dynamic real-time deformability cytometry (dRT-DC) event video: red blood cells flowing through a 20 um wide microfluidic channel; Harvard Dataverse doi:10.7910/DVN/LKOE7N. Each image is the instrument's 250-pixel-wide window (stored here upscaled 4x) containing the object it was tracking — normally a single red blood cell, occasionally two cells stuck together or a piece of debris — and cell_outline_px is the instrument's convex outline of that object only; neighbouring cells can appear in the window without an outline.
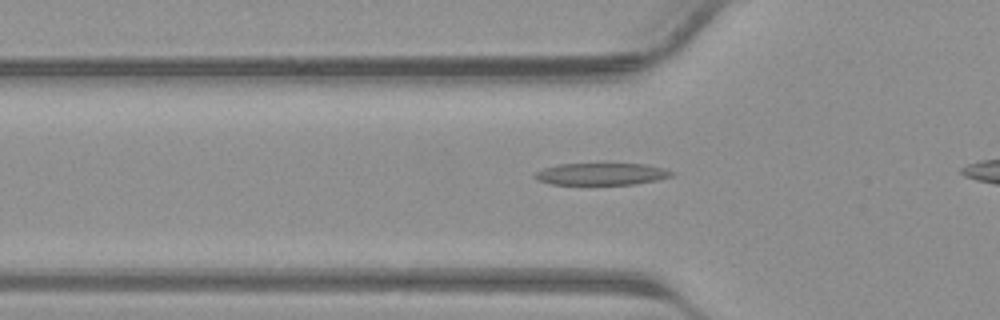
{"species": "common noctule bat (a hibernating species)", "species_latin": "Nyctalus noctula", "temperature_condition": "warm", "stored_images_in_passage": 27, "camera_frame_rate_fps": 3000, "um_per_image_px": 0.085, "animal": {"sex": "male", "body_mass_g": 23.1, "forearm_length_mm": 52.7}, "frame": {"image": 1, "passage_image": 7, "time_ms": 2.0, "image_size_px": [1000, 320], "cell_outline_px": [[676, 172], [672, 176], [656, 180], [636, 184], [552, 184], [536, 180], [532, 176], [536, 172], [544, 168], [560, 164], [644, 164], [664, 168]], "centroid_in_image_um": [51.13, 14.79], "position_along_channel_um": 74.7, "area_um2": 17.46}}
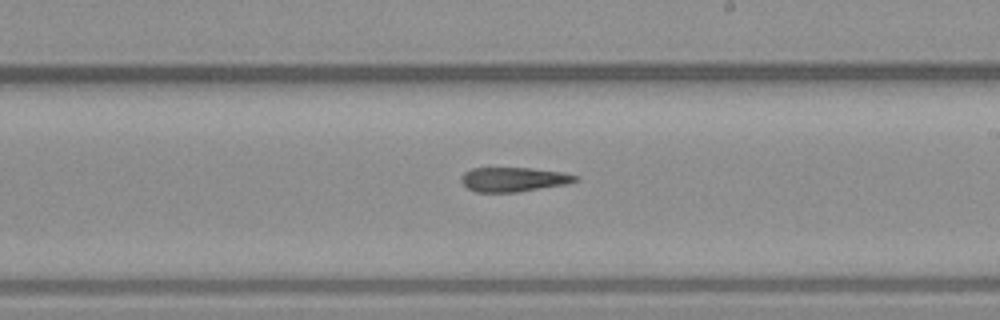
{"frame": {"image": 2, "passage_image": 17, "time_ms": 5.333, "image_size_px": [1000, 320], "cell_outline_px": [[580, 176], [576, 180], [564, 184], [516, 192], [476, 192], [468, 188], [460, 180], [460, 176], [464, 172], [472, 168], [532, 168], [564, 172]], "centroid_in_image_um": [43.62, 15.24], "position_along_channel_um": 245.4, "area_um2": 16.13}}
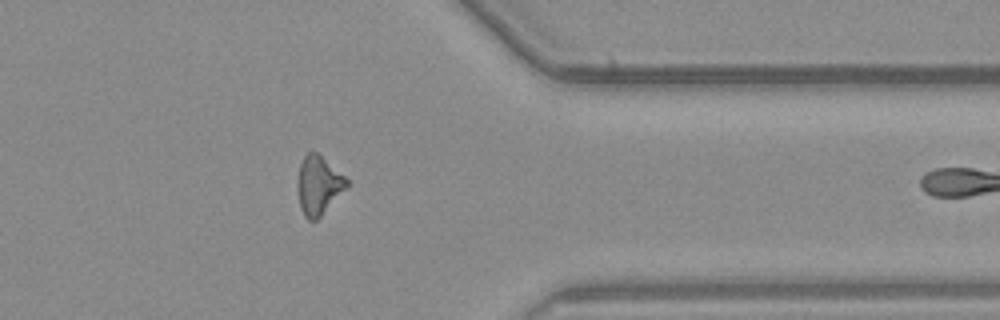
{"frame": {"image": 3, "passage_image": 26, "time_ms": 8.333, "image_size_px": [1000, 320], "cell_outline_px": [[352, 184], [316, 220], [308, 220], [304, 216], [300, 208], [296, 184], [300, 164], [304, 156], [308, 152], [316, 152], [352, 180]], "centroid_in_image_um": [27.12, 15.74], "position_along_channel_um": 384.3, "area_um2": 17.28}}